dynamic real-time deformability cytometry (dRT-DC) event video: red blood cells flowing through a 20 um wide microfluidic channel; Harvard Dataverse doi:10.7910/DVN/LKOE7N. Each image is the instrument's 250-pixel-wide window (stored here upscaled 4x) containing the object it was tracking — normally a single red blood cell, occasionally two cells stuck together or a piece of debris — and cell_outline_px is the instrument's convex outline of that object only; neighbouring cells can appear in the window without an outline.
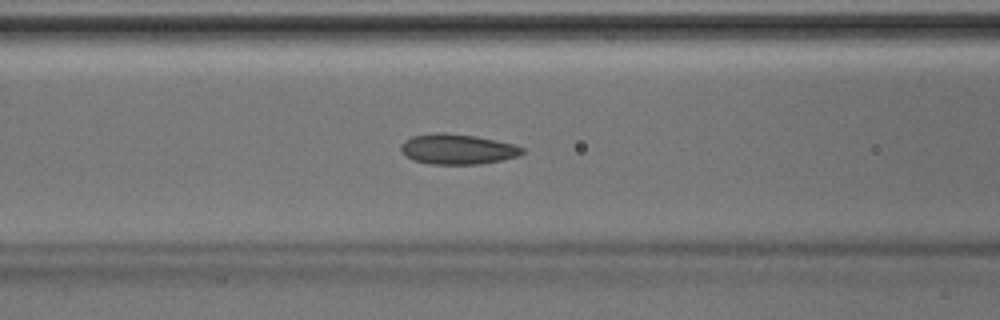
{"species": "Egyptian fruit bat (a non-hibernating species)", "species_latin": "Rousettus aegyptiacus", "temperature_condition": "room temperature", "stored_images_in_passage": 46, "camera_frame_rate_fps": 3000, "um_per_image_px": 0.085, "animal": {"sex": "male"}, "frame": {"image": 1, "passage_image": 19, "time_ms": 6.0, "image_size_px": [1000, 320], "cell_outline_px": [[524, 152], [520, 156], [480, 164], [428, 164], [412, 160], [404, 156], [400, 148], [400, 144], [404, 140], [412, 136], [436, 132], [444, 132], [476, 136], [516, 144], [524, 148]], "centroid_in_image_um": [38.87, 12.67], "position_along_channel_um": 127.7, "area_um2": 21.73}}
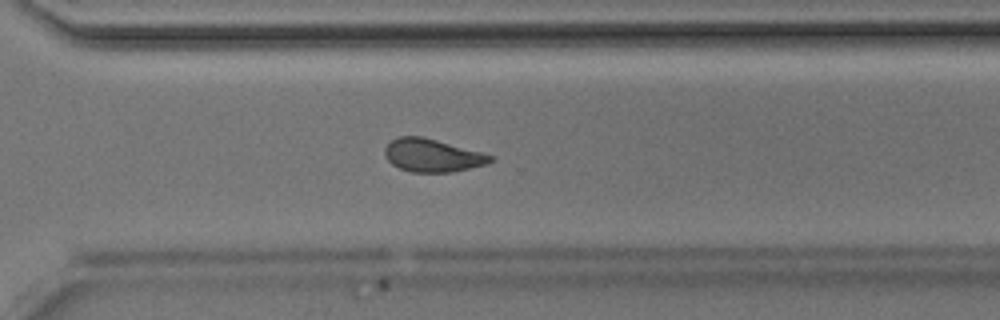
{"frame": {"image": 2, "passage_image": 33, "time_ms": 10.667, "image_size_px": [1000, 320], "cell_outline_px": [[492, 160], [488, 164], [452, 172], [412, 172], [400, 168], [392, 164], [384, 156], [384, 148], [392, 140], [400, 136], [420, 136], [436, 140], [480, 152], [492, 156]], "centroid_in_image_um": [36.71, 13.22], "position_along_channel_um": 333.9, "area_um2": 20.0}}
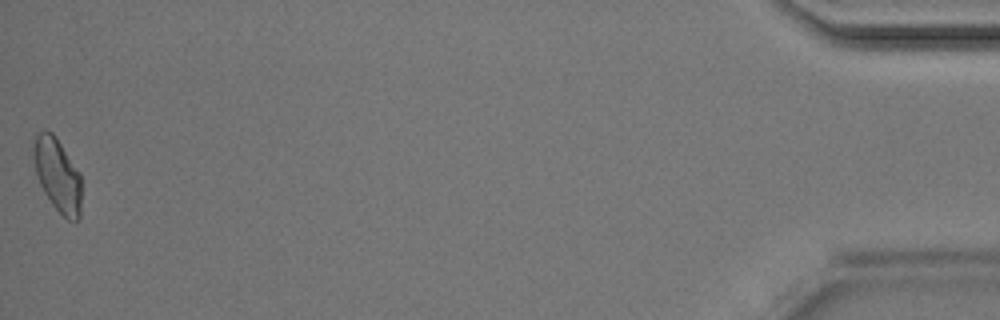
{"frame": {"image": 3, "passage_image": 46, "time_ms": 15.0, "image_size_px": [1000, 320], "cell_outline_px": [[80, 220], [68, 220], [52, 204], [44, 192], [40, 184], [36, 172], [32, 148], [36, 132], [44, 128], [52, 132], [56, 136], [80, 172]], "centroid_in_image_um": [4.87, 14.81], "position_along_channel_um": 430.3, "area_um2": 20.58}}